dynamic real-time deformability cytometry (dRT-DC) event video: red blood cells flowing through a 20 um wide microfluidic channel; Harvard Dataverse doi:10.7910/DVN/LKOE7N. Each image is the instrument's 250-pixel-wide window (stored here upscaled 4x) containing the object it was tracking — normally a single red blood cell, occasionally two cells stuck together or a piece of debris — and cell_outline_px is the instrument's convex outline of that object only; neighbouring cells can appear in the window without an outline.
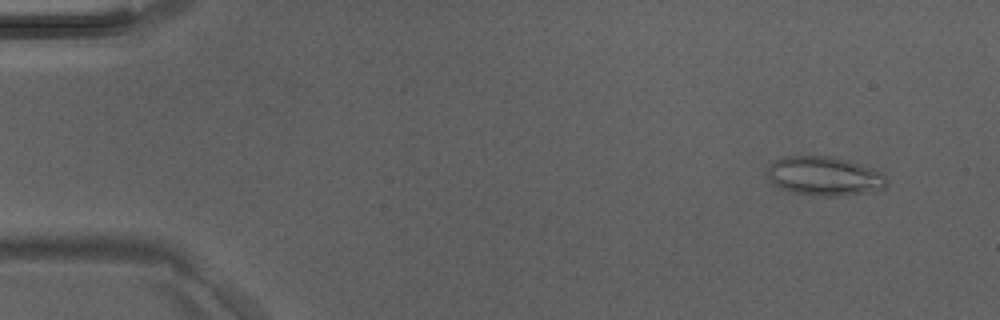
{"species": "Egyptian fruit bat (a non-hibernating species)", "species_latin": "Rousettus aegyptiacus", "temperature_condition": "room temperature", "stored_images_in_passage": 5, "camera_frame_rate_fps": 3000, "um_per_image_px": 0.085, "animal": {"sex": "male"}, "frame": {"image": 1, "passage_image": 2, "time_ms": 0.333, "image_size_px": [1000, 320], "cell_outline_px": [[888, 184], [884, 188], [876, 192], [836, 196], [812, 196], [792, 192], [780, 188], [772, 184], [764, 172], [776, 160], [784, 156], [832, 156], [848, 160], [876, 168], [888, 180]], "centroid_in_image_um": [70.09, 14.98], "position_along_channel_um": 14.9, "area_um2": 27.8}}